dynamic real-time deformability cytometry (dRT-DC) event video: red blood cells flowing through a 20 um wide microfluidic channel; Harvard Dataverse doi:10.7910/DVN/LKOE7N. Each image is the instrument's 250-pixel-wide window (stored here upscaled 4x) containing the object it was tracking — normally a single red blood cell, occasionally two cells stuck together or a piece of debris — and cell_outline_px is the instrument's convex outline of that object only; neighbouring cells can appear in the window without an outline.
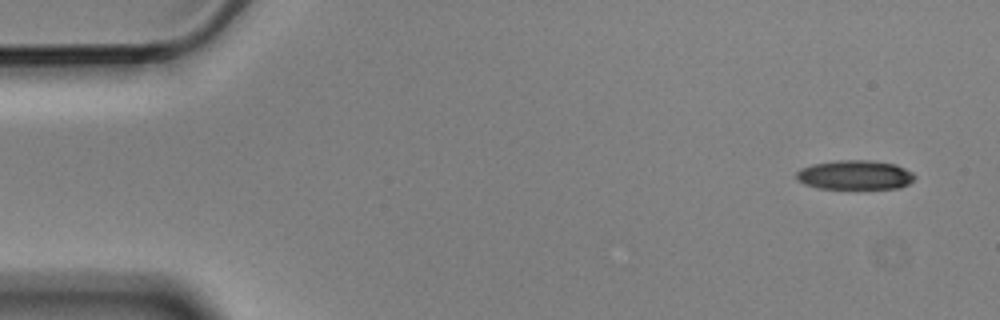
{"species": "Egyptian fruit bat (a non-hibernating species)", "species_latin": "Rousettus aegyptiacus", "temperature_condition": "cold", "stored_images_in_passage": 5, "camera_frame_rate_fps": 3000, "um_per_image_px": 0.085, "animal": {"sex": "male"}, "frame": {"image": 1, "passage_image": 1, "time_ms": 0.0, "image_size_px": [1000, 320], "cell_outline_px": [[916, 176], [908, 184], [900, 188], [820, 188], [804, 184], [796, 180], [796, 172], [800, 168], [812, 164], [836, 160], [872, 160], [896, 164], [912, 172]], "centroid_in_image_um": [72.65, 14.86], "position_along_channel_um": 12.3, "area_um2": 20.29}}
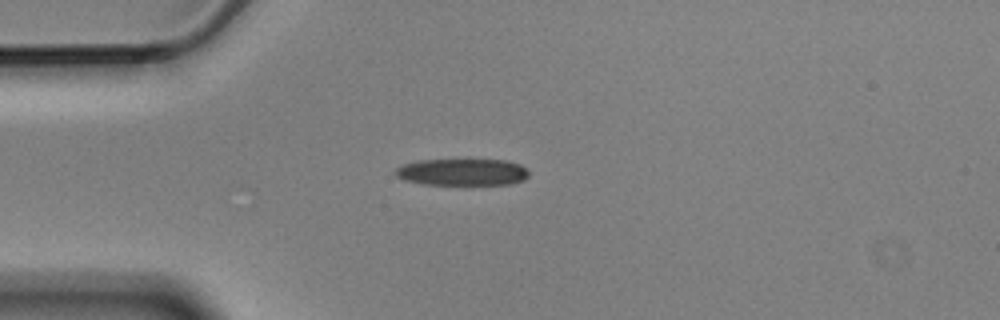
{"frame": {"image": 2, "passage_image": 4, "time_ms": 1.0, "image_size_px": [1000, 320], "cell_outline_px": [[528, 176], [524, 180], [512, 184], [420, 184], [404, 180], [396, 176], [392, 172], [396, 168], [404, 164], [416, 160], [508, 160], [520, 164], [528, 172]], "centroid_in_image_um": [39.26, 14.63], "position_along_channel_um": 45.7, "area_um2": 20.92}}
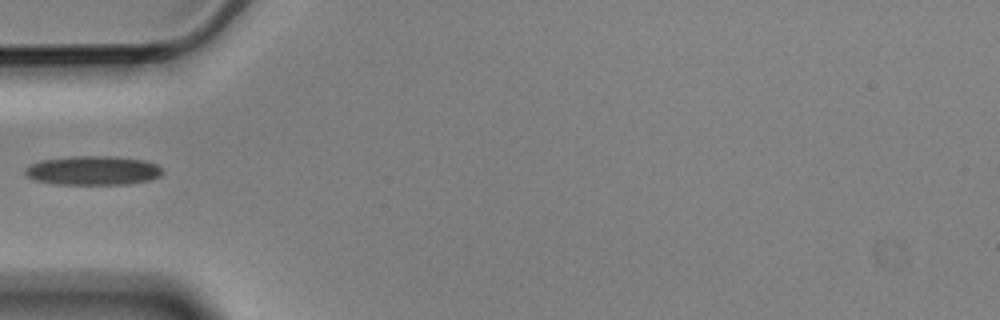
{"frame": {"image": 3, "passage_image": 5, "time_ms": 1.333, "image_size_px": [1000, 320], "cell_outline_px": [[164, 172], [160, 176], [152, 180], [128, 184], [52, 184], [36, 180], [28, 176], [24, 172], [24, 168], [28, 164], [40, 160], [72, 156], [116, 156], [144, 160], [156, 164], [164, 168]], "centroid_in_image_um": [7.93, 14.49], "position_along_channel_um": 77.1, "area_um2": 23.7}}